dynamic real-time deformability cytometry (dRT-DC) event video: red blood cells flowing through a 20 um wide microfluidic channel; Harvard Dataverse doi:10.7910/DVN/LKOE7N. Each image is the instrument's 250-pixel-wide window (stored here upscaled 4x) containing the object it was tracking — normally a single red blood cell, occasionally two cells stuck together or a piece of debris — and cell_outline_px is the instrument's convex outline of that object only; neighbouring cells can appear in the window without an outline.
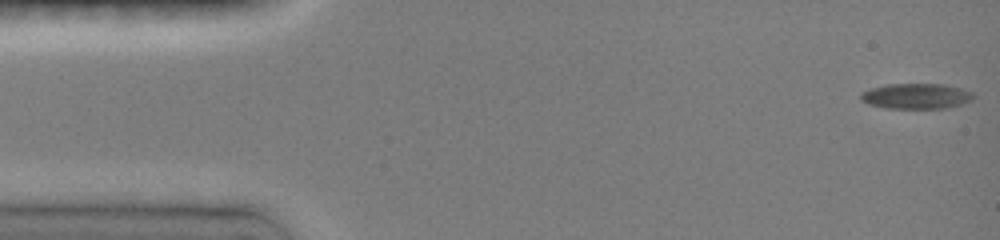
{"species": "common noctule bat (a hibernating species)", "species_latin": "Nyctalus noctula", "temperature_condition": "room temperature", "stored_images_in_passage": 38, "camera_frame_rate_fps": 3000, "um_per_image_px": 0.085, "animal": {"sex": "female", "body_mass_g": 19.0, "forearm_length_mm": 51.5}, "frame": {"image": 1, "passage_image": 1, "time_ms": 0.0, "image_size_px": [1000, 240], "cell_outline_px": [[976, 96], [972, 100], [964, 104], [944, 108], [884, 108], [868, 104], [860, 100], [860, 92], [872, 88], [888, 84], [944, 84], [960, 88], [972, 92]], "centroid_in_image_um": [77.88, 8.17], "position_along_channel_um": 7.1, "area_um2": 16.82}}
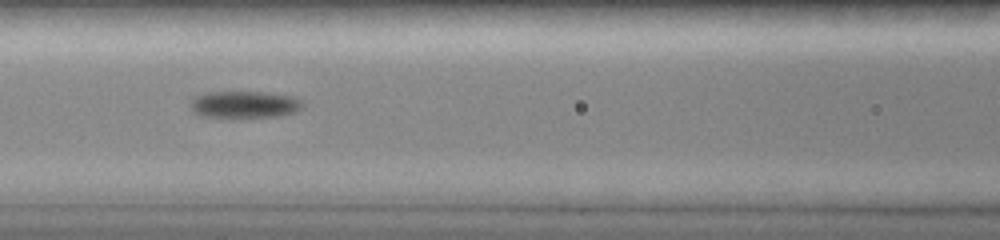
{"frame": {"image": 2, "passage_image": 18, "time_ms": 6.333, "image_size_px": [1000, 240], "cell_outline_px": [[304, 104], [296, 112], [280, 116], [232, 120], [200, 116], [192, 112], [188, 104], [192, 96], [204, 92], [264, 92], [296, 96]], "centroid_in_image_um": [20.69, 8.92], "position_along_channel_um": 145.9, "area_um2": 18.9}}
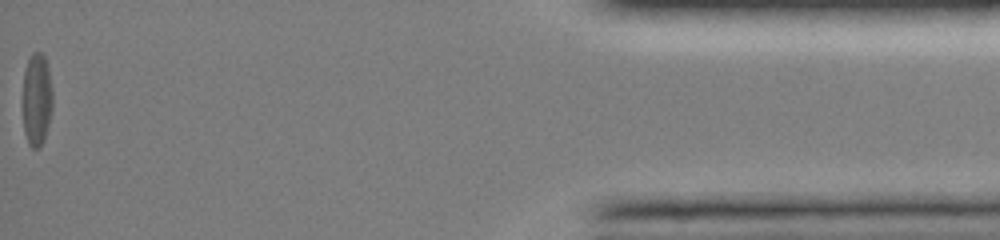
{"frame": {"image": 3, "passage_image": 38, "time_ms": 15.333, "image_size_px": [1000, 240], "cell_outline_px": [[52, 108], [44, 140], [40, 148], [32, 148], [28, 144], [24, 132], [24, 72], [28, 60], [32, 52], [40, 52], [44, 56], [48, 68], [52, 88]], "centroid_in_image_um": [3.14, 8.47], "position_along_channel_um": 432.1, "area_um2": 15.95}, "authors_computed_cell_mechanics": {"area_um2": 16.8487, "velocity_mm_per_s": 4.0826, "shape_relaxation_time_tau1_ms": 6.8762, "shape_relaxation_time_tau2_ms": null, "deformation_change_tau1": 0.1928, "deformation_change_tau2": null}}